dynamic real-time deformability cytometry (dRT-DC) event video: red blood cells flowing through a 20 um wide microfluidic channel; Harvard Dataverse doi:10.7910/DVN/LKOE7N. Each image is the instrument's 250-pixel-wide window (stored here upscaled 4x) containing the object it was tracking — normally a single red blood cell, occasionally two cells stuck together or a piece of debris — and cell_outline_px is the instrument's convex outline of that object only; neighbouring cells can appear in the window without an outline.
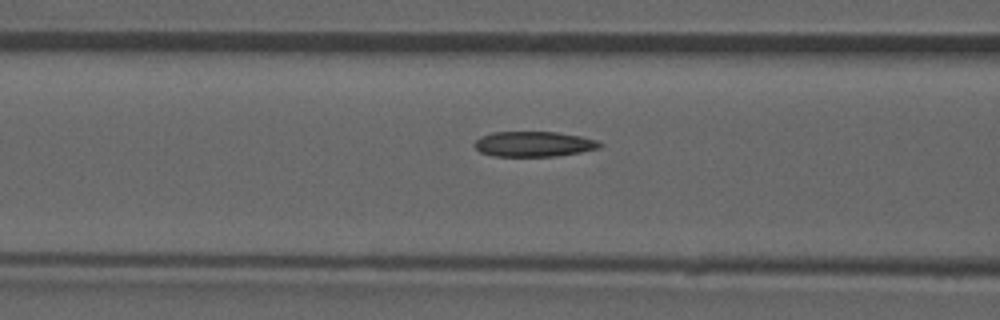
{"species": "common noctule bat (a hibernating species)", "species_latin": "Nyctalus noctula", "temperature_condition": "room temperature", "stored_images_in_passage": 43, "camera_frame_rate_fps": 3000, "um_per_image_px": 0.085, "animal": {"sex": "male", "forearm_length_mm": 52.5}, "frame": {"image": 1, "passage_image": 15, "time_ms": 4.667, "image_size_px": [1000, 320], "cell_outline_px": [[604, 144], [600, 148], [580, 152], [556, 156], [492, 156], [480, 152], [472, 144], [480, 136], [492, 132], [556, 132], [580, 136], [596, 140]], "centroid_in_image_um": [45.35, 12.24], "position_along_channel_um": 121.3, "area_um2": 18.5}, "authors_computed_cell_mechanics": {"area_um2": 18.7272, "velocity_mm_per_s": 3.9656, "shape_relaxation_time_tau1_ms": null, "shape_relaxation_time_tau2_ms": 5.215, "deformation_change_tau1": null, "deformation_change_tau2": 0.1204}}